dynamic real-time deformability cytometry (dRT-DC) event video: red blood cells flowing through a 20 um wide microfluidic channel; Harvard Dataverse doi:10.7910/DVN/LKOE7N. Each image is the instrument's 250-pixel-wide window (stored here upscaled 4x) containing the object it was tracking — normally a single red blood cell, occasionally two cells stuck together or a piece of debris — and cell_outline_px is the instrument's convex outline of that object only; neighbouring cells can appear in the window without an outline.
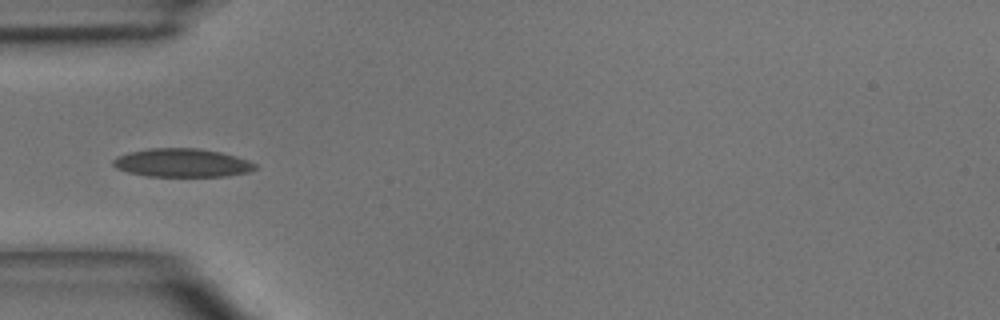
{"species": "common noctule bat (a hibernating species)", "species_latin": "Nyctalus noctula", "temperature_condition": "room temperature", "stored_images_in_passage": 4, "camera_frame_rate_fps": 3000, "um_per_image_px": 0.085, "animal": {"sex": "male", "body_mass_g": 15.6}, "frame": {"image": 1, "passage_image": 4, "time_ms": 3.333, "image_size_px": [1000, 320], "cell_outline_px": [[256, 168], [248, 172], [228, 176], [148, 176], [128, 172], [116, 168], [112, 164], [112, 160], [116, 156], [128, 152], [148, 148], [196, 148], [220, 152], [236, 156], [248, 160], [256, 164]], "centroid_in_image_um": [15.45, 13.83], "position_along_channel_um": 69.6, "area_um2": 23.58}}